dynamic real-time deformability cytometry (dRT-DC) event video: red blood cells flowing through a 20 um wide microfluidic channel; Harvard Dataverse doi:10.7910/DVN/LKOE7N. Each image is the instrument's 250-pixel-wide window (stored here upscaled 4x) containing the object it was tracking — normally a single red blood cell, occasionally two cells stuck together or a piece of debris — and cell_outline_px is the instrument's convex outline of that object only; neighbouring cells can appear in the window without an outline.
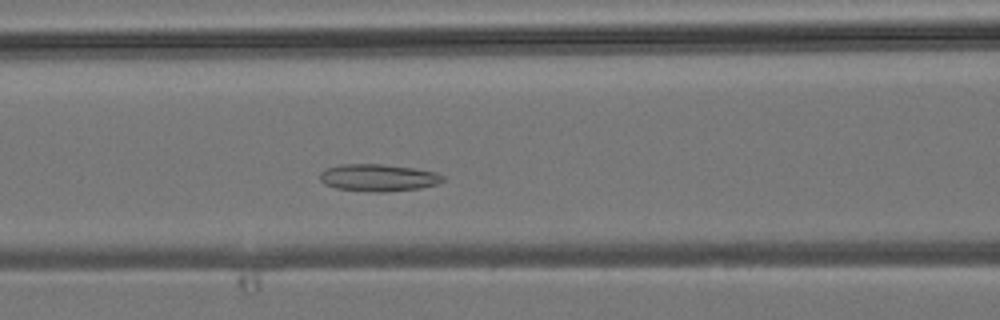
{"species": "common noctule bat (a hibernating species)", "species_latin": "Nyctalus noctula", "temperature_condition": "room temperature", "stored_images_in_passage": 39, "camera_frame_rate_fps": 3000, "um_per_image_px": 0.085, "animal": {"sex": "male", "body_mass_g": 19.2, "forearm_length_mm": 51.8}, "frame": {"image": 1, "passage_image": 13, "time_ms": 4.0, "image_size_px": [1000, 320], "cell_outline_px": [[444, 180], [440, 184], [420, 188], [384, 192], [376, 192], [336, 188], [324, 184], [320, 180], [320, 172], [324, 168], [340, 164], [384, 164], [412, 168], [436, 172], [444, 176]], "centroid_in_image_um": [32.15, 15.1], "position_along_channel_um": 134.5, "area_um2": 19.59}}
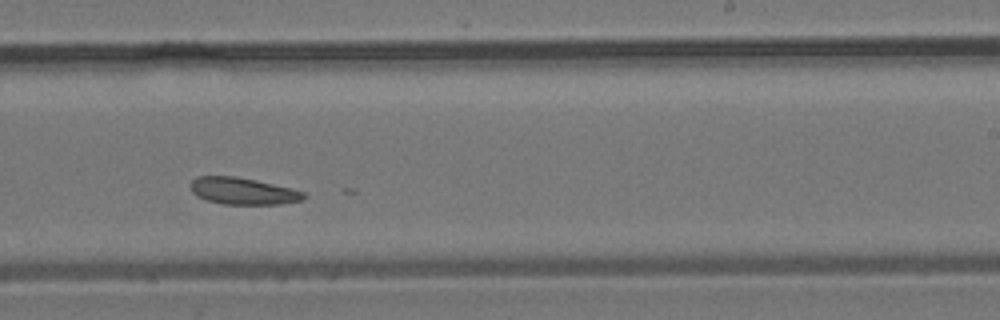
{"frame": {"image": 2, "passage_image": 22, "time_ms": 7.0, "image_size_px": [1000, 320], "cell_outline_px": [[308, 196], [304, 200], [280, 204], [224, 204], [208, 200], [196, 196], [192, 192], [192, 180], [196, 176], [236, 176], [256, 180], [304, 192]], "centroid_in_image_um": [20.66, 16.24], "position_along_channel_um": 268.3, "area_um2": 17.57}}
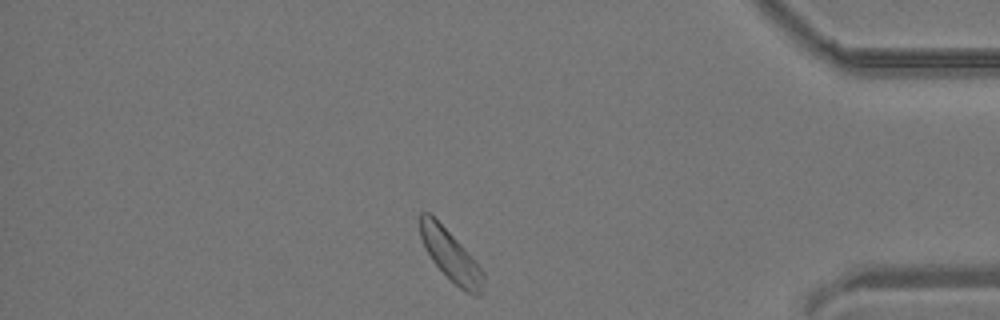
{"frame": {"image": 3, "passage_image": 33, "time_ms": 10.667, "image_size_px": [1000, 320], "cell_outline_px": [[484, 280], [480, 296], [476, 296], [464, 292], [432, 260], [424, 248], [420, 236], [420, 212], [428, 212], [460, 244], [484, 272]], "centroid_in_image_um": [38.3, 21.75], "position_along_channel_um": 396.9, "area_um2": 18.15}}